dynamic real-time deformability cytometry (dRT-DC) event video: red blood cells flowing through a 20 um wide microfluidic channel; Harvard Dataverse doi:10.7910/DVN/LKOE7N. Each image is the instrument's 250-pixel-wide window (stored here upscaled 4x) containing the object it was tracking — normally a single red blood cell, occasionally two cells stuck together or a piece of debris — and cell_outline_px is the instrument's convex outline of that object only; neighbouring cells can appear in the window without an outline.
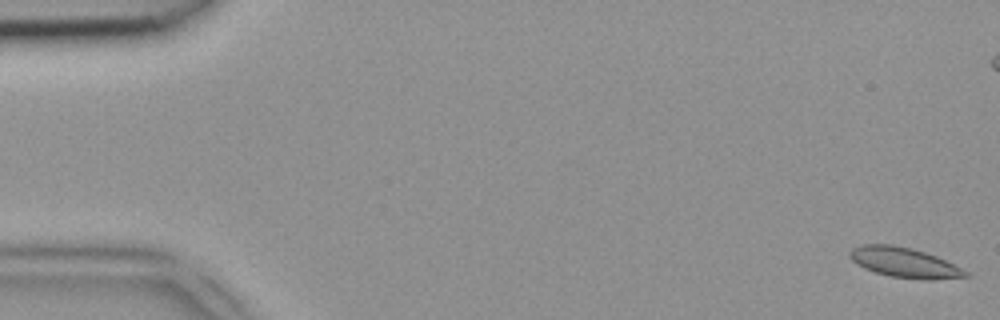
{"species": "common noctule bat (a hibernating species)", "species_latin": "Nyctalus noctula", "temperature_condition": "room temperature", "stored_images_in_passage": 49, "camera_frame_rate_fps": 3000, "um_per_image_px": 0.085, "animal": {"sex": "female", "body_mass_g": 18.4}, "frame": {"image": 1, "passage_image": 1, "time_ms": 0.0, "image_size_px": [1000, 320], "cell_outline_px": [[972, 276], [932, 280], [924, 280], [888, 276], [864, 268], [852, 260], [848, 256], [848, 252], [852, 248], [860, 244], [892, 244], [912, 248], [936, 256], [968, 272]], "centroid_in_image_um": [76.84, 22.31], "position_along_channel_um": 8.2, "area_um2": 20.29}}
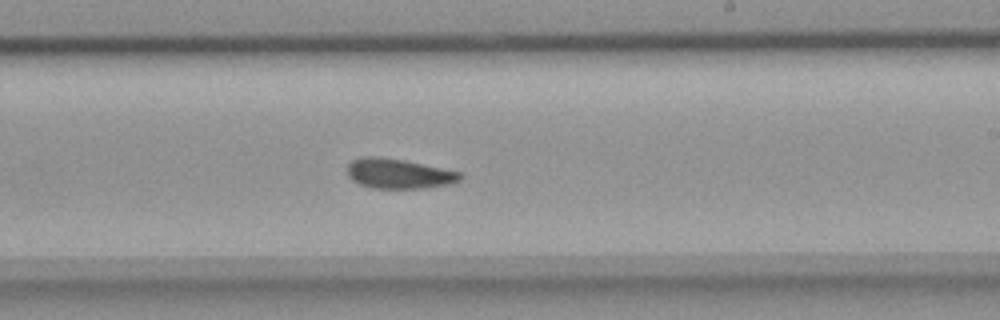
{"frame": {"image": 2, "passage_image": 29, "time_ms": 9.333, "image_size_px": [1000, 320], "cell_outline_px": [[464, 176], [460, 180], [452, 184], [428, 188], [372, 188], [360, 184], [352, 180], [348, 176], [348, 164], [352, 160], [360, 156], [380, 156], [404, 160], [464, 172]], "centroid_in_image_um": [33.94, 14.75], "position_along_channel_um": 255.1, "area_um2": 20.06}}
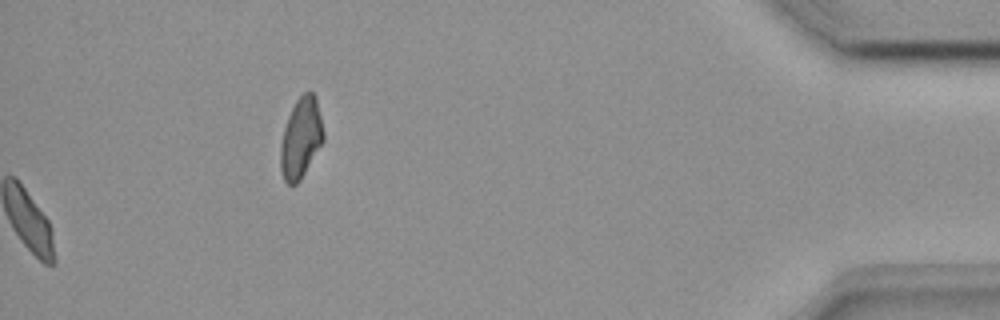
{"frame": {"image": 3, "passage_image": 49, "time_ms": 16.0, "image_size_px": [1000, 320], "cell_outline_px": [[324, 140], [300, 180], [296, 184], [288, 184], [284, 180], [280, 172], [280, 144], [284, 128], [288, 116], [296, 100], [304, 92], [312, 92], [316, 96], [324, 132]], "centroid_in_image_um": [25.57, 11.73], "position_along_channel_um": 409.6, "area_um2": 20.11}}